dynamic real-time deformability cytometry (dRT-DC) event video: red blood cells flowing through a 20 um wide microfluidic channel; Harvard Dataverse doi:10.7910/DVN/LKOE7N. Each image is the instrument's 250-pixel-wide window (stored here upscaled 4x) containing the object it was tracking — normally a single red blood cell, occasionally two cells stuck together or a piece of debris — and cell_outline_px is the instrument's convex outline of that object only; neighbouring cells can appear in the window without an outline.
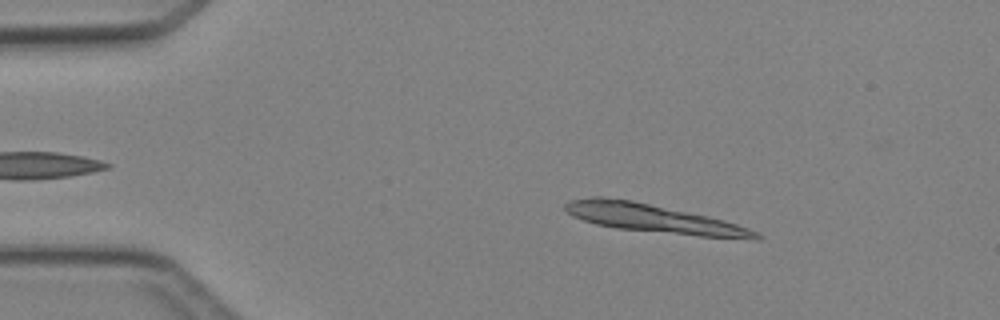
{"species": "Egyptian fruit bat (a non-hibernating species)", "species_latin": "Rousettus aegyptiacus", "temperature_condition": "cold", "stored_images_in_passage": 4, "camera_frame_rate_fps": 3000, "um_per_image_px": 0.085, "animal": {"sex": "female"}, "frame": {"image": 1, "passage_image": 2, "time_ms": 1.333, "image_size_px": [1000, 320], "cell_outline_px": [[764, 236], [760, 240], [756, 240], [700, 236], [616, 228], [596, 224], [572, 216], [564, 208], [564, 204], [572, 200], [592, 196], [604, 196], [632, 200], [708, 216], [724, 220], [760, 232]], "centroid_in_image_um": [55.6, 18.58], "position_along_channel_um": 29.4, "area_um2": 31.67}}